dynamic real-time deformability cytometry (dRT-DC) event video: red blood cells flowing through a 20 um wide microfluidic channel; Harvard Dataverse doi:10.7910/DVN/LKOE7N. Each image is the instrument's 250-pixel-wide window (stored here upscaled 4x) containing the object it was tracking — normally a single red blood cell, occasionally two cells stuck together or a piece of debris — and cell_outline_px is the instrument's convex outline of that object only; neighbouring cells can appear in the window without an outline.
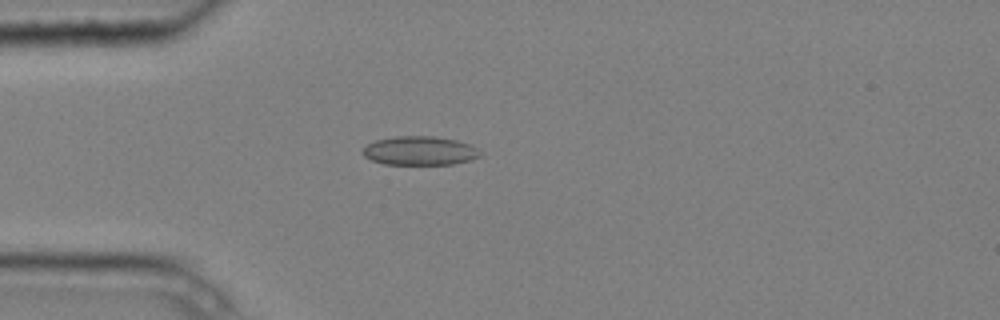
{"species": "common noctule bat (a hibernating species)", "species_latin": "Nyctalus noctula", "temperature_condition": "cold", "stored_images_in_passage": 4, "camera_frame_rate_fps": 3000, "um_per_image_px": 0.085, "animal": {"sex": "male", "body_mass_g": 20.4}, "frame": {"image": 1, "passage_image": 4, "time_ms": 1.0, "image_size_px": [1000, 320], "cell_outline_px": [[480, 156], [472, 160], [452, 164], [384, 164], [372, 160], [364, 156], [360, 152], [368, 144], [376, 140], [396, 136], [436, 136], [456, 140], [472, 144], [480, 148]], "centroid_in_image_um": [35.72, 12.81], "position_along_channel_um": 49.3, "area_um2": 19.94}}